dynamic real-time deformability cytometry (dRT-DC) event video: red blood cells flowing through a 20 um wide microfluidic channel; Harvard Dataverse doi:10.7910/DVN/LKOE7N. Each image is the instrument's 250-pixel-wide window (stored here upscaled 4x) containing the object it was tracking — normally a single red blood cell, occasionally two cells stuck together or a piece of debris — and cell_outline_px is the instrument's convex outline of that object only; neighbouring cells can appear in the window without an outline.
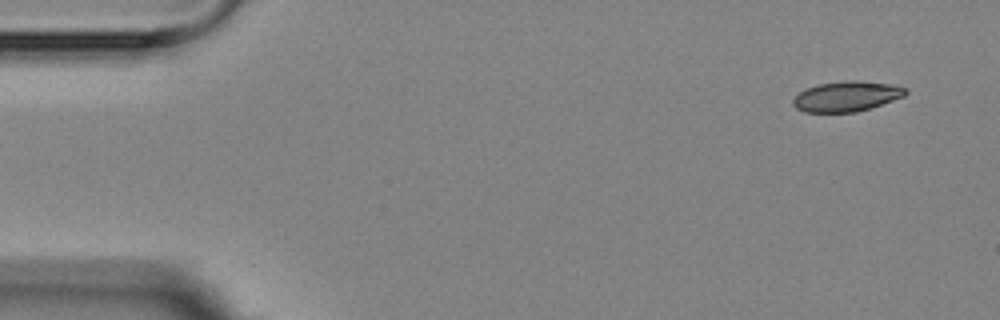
{"species": "Egyptian fruit bat (a non-hibernating species)", "species_latin": "Rousettus aegyptiacus", "temperature_condition": "room temperature", "stored_images_in_passage": 4, "segment_of_instrument_passage": [2, 2], "camera_frame_rate_fps": 3000, "um_per_image_px": 0.085, "animal": {"sex": "female"}, "frame": {"image": 1, "passage_image": 4, "time_ms": 3.667, "image_size_px": [1000, 320], "cell_outline_px": [[908, 92], [904, 96], [856, 112], [804, 112], [796, 108], [792, 104], [792, 100], [804, 88], [816, 84], [844, 80], [856, 80], [888, 84], [908, 88]], "centroid_in_image_um": [71.91, 8.18], "position_along_channel_um": 13.1, "area_um2": 19.77}}